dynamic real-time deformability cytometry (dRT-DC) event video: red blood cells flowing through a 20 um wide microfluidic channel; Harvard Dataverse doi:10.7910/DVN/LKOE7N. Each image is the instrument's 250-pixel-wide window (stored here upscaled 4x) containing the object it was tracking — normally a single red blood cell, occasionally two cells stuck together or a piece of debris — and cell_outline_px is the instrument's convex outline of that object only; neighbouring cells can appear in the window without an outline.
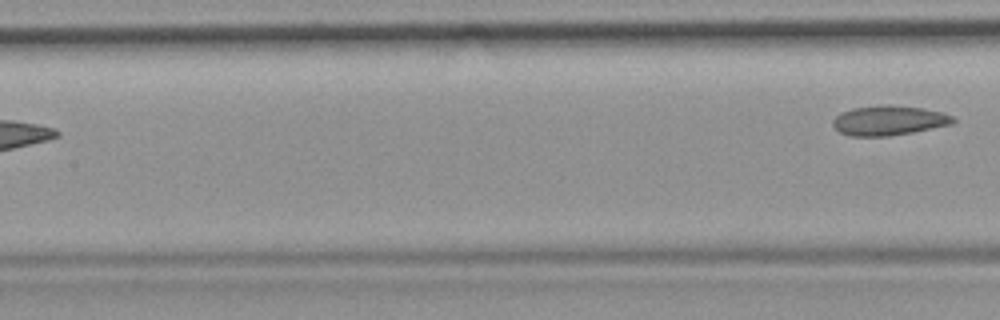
{"species": "common noctule bat (a hibernating species)", "species_latin": "Nyctalus noctula", "temperature_condition": "room temperature", "stored_images_in_passage": 5, "segment_of_instrument_passage": [2, 2], "camera_frame_rate_fps": 3000, "um_per_image_px": 0.085, "animal": {"sex": "female", "body_mass_g": 19.9}, "frame": {"image": 1, "passage_image": 5, "time_ms": 4.667, "image_size_px": [1000, 320], "cell_outline_px": [[956, 120], [952, 124], [912, 132], [888, 136], [852, 136], [840, 132], [832, 124], [832, 120], [840, 112], [852, 108], [884, 104], [888, 104], [924, 108], [940, 112], [952, 116]], "centroid_in_image_um": [75.53, 10.23], "position_along_channel_um": 131.9, "area_um2": 20.81}}